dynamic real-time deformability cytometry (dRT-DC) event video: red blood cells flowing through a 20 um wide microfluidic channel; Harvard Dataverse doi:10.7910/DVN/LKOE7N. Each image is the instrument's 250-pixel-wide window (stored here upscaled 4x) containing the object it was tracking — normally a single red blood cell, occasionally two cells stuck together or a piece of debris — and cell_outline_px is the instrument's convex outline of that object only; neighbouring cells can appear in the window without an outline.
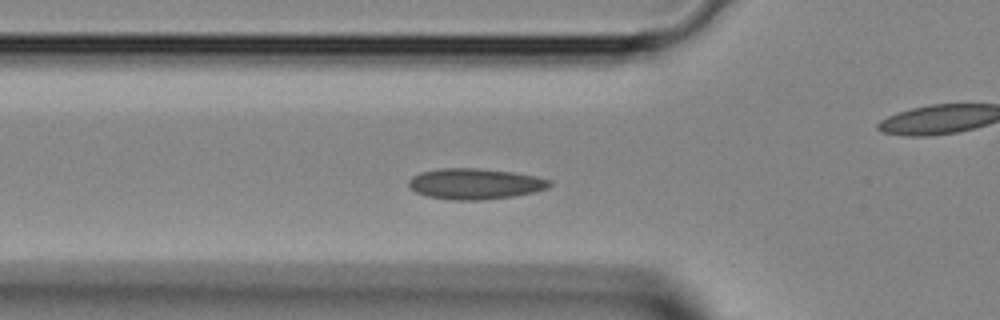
{"species": "Egyptian fruit bat (a non-hibernating species)", "species_latin": "Rousettus aegyptiacus", "temperature_condition": "room temperature", "stored_images_in_passage": 42, "camera_frame_rate_fps": 3000, "um_per_image_px": 0.085, "animal": {"sex": "female"}, "frame": {"image": 1, "passage_image": 12, "time_ms": 3.667, "image_size_px": [1000, 320], "cell_outline_px": [[552, 184], [548, 188], [532, 192], [512, 196], [480, 200], [452, 200], [428, 196], [416, 192], [408, 184], [408, 180], [412, 176], [420, 172], [440, 168], [476, 168], [512, 172], [536, 176], [552, 180]], "centroid_in_image_um": [40.37, 15.62], "position_along_channel_um": 85.4, "area_um2": 25.2}}
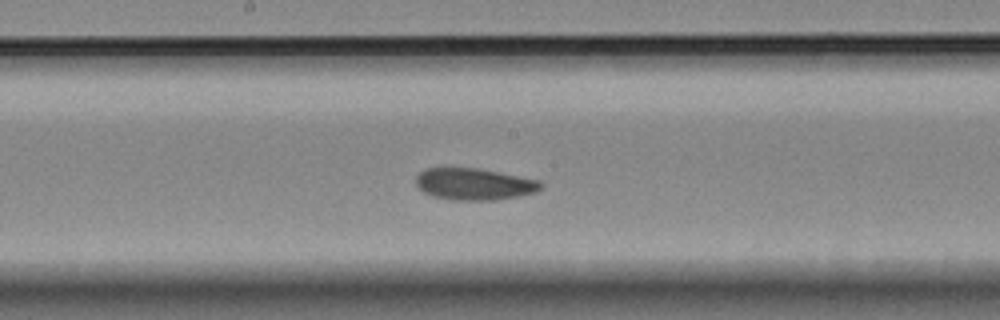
{"frame": {"image": 2, "passage_image": 20, "time_ms": 6.333, "image_size_px": [1000, 320], "cell_outline_px": [[544, 184], [536, 192], [520, 196], [496, 200], [452, 200], [432, 196], [424, 192], [416, 184], [416, 176], [424, 168], [476, 168], [540, 180]], "centroid_in_image_um": [40.31, 15.65], "position_along_channel_um": 207.9, "area_um2": 23.12}}
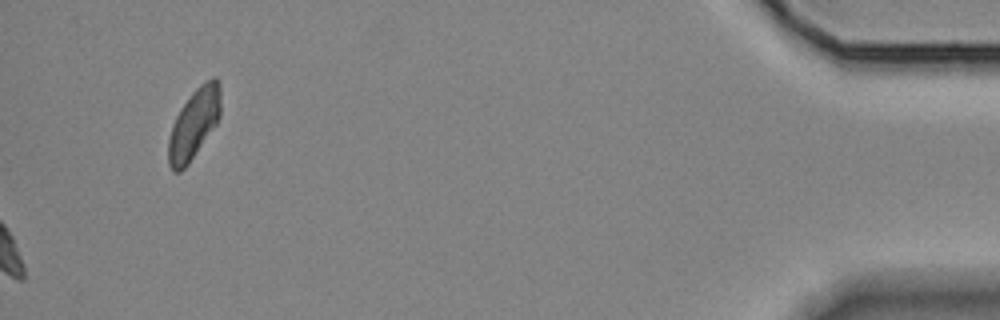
{"frame": {"image": 3, "passage_image": 42, "time_ms": 13.667, "image_size_px": [1000, 320], "cell_outline_px": [[220, 116], [216, 124], [188, 164], [180, 172], [172, 172], [168, 164], [168, 140], [172, 124], [180, 108], [192, 92], [200, 84], [212, 76], [216, 76], [220, 84]], "centroid_in_image_um": [16.48, 10.51], "position_along_channel_um": 418.7, "area_um2": 21.39}}